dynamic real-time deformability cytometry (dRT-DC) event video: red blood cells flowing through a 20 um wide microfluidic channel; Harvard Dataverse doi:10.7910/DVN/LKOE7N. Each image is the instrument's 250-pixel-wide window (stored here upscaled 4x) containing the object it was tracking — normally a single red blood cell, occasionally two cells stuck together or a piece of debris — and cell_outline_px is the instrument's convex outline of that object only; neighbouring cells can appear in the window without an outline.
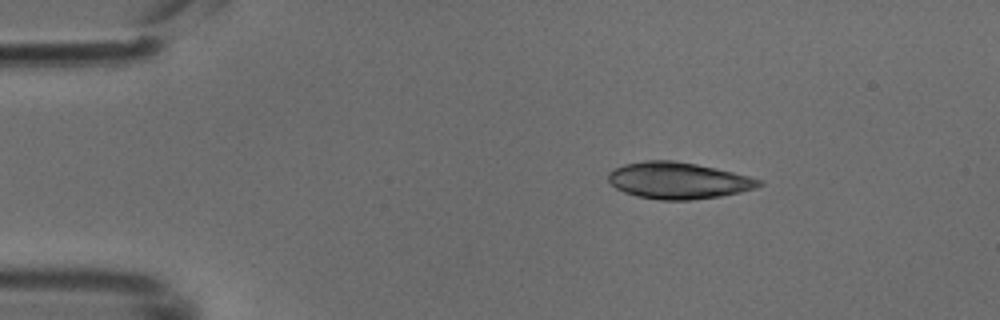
{"species": "common noctule bat (a hibernating species)", "species_latin": "Nyctalus noctula", "temperature_condition": "cold", "stored_images_in_passage": 48, "camera_frame_rate_fps": 3000, "um_per_image_px": 0.085, "animal": {"sex": "male", "body_mass_g": 18.8}, "frame": {"image": 1, "passage_image": 7, "time_ms": 2.0, "image_size_px": [1000, 320], "cell_outline_px": [[764, 184], [756, 188], [740, 192], [720, 196], [692, 200], [660, 200], [636, 196], [624, 192], [616, 188], [608, 180], [608, 172], [624, 164], [644, 160], [672, 160], [696, 164], [716, 168], [764, 180]], "centroid_in_image_um": [57.66, 15.35], "position_along_channel_um": 27.3, "area_um2": 32.19}}
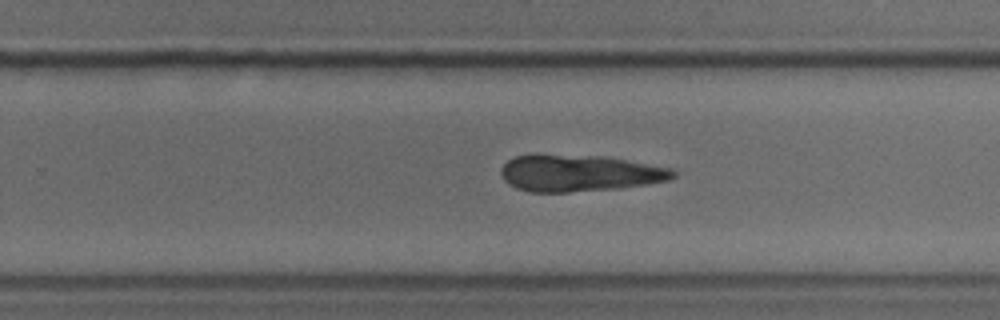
{"frame": {"image": 2, "passage_image": 30, "time_ms": 9.667, "image_size_px": [1000, 320], "cell_outline_px": [[676, 176], [668, 180], [644, 184], [616, 188], [568, 192], [532, 192], [516, 188], [508, 184], [504, 180], [500, 172], [500, 168], [508, 160], [516, 156], [600, 156], [676, 168]], "centroid_in_image_um": [49.27, 14.73], "position_along_channel_um": 280.5, "area_um2": 36.13}}
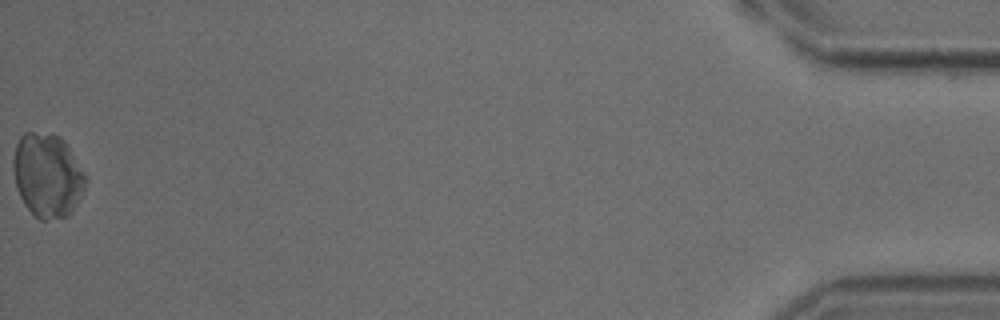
{"frame": {"image": 3, "passage_image": 48, "time_ms": 15.667, "image_size_px": [1000, 320], "cell_outline_px": [[88, 180], [72, 212], [68, 216], [48, 220], [40, 220], [24, 204], [20, 196], [16, 184], [12, 164], [12, 160], [16, 144], [20, 136], [24, 132], [32, 132], [60, 136], [64, 140], [88, 176]], "centroid_in_image_um": [4.04, 14.9], "position_along_channel_um": 431.2, "area_um2": 35.43}}